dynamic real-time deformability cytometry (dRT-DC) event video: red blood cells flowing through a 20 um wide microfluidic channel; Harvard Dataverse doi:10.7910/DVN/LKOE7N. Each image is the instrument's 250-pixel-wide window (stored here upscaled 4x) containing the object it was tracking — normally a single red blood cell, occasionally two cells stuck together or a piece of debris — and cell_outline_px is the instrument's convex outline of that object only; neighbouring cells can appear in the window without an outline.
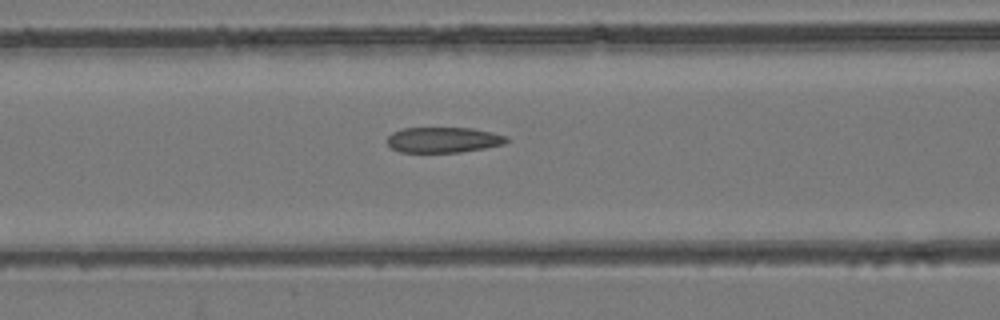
{"species": "common noctule bat (a hibernating species)", "species_latin": "Nyctalus noctula", "temperature_condition": "room temperature", "stored_images_in_passage": 44, "camera_frame_rate_fps": 3000, "um_per_image_px": 0.085, "animal": {"sex": "female", "body_mass_g": 24.6, "forearm_length_mm": 56.2}, "frame": {"image": 1, "passage_image": 16, "time_ms": 5.0, "image_size_px": [1000, 320], "cell_outline_px": [[508, 140], [504, 144], [484, 148], [460, 152], [400, 152], [392, 148], [388, 144], [388, 136], [392, 132], [404, 128], [472, 128], [492, 132], [508, 136]], "centroid_in_image_um": [37.7, 11.88], "position_along_channel_um": 128.9, "area_um2": 17.69}}
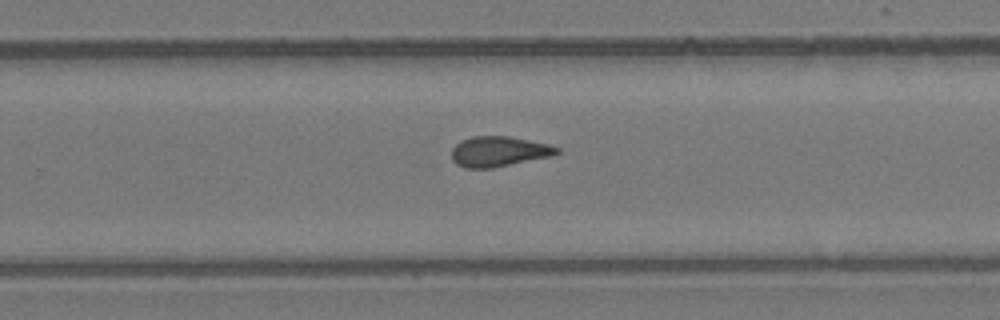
{"frame": {"image": 2, "passage_image": 27, "time_ms": 8.667, "image_size_px": [1000, 320], "cell_outline_px": [[560, 152], [552, 156], [492, 168], [464, 168], [456, 164], [452, 160], [452, 148], [460, 140], [472, 136], [508, 136], [548, 144], [560, 148]], "centroid_in_image_um": [42.38, 12.88], "position_along_channel_um": 287.4, "area_um2": 18.61}}
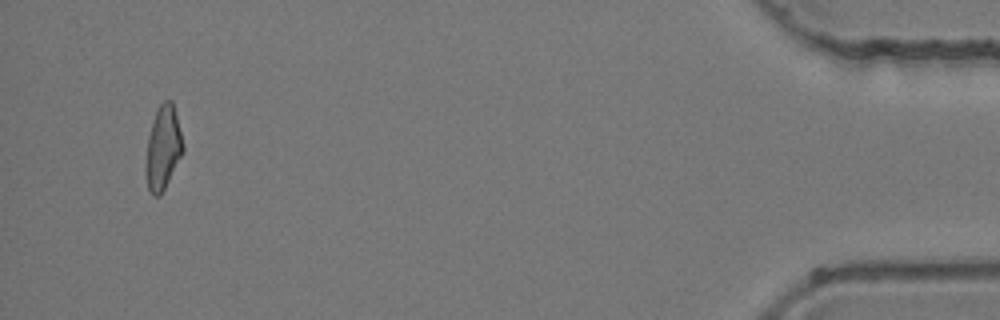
{"frame": {"image": 3, "passage_image": 42, "time_ms": 13.667, "image_size_px": [1000, 320], "cell_outline_px": [[184, 152], [160, 196], [152, 196], [148, 188], [148, 136], [156, 108], [164, 100], [172, 100], [184, 148]], "centroid_in_image_um": [13.89, 12.53], "position_along_channel_um": 421.3, "area_um2": 17.46}}